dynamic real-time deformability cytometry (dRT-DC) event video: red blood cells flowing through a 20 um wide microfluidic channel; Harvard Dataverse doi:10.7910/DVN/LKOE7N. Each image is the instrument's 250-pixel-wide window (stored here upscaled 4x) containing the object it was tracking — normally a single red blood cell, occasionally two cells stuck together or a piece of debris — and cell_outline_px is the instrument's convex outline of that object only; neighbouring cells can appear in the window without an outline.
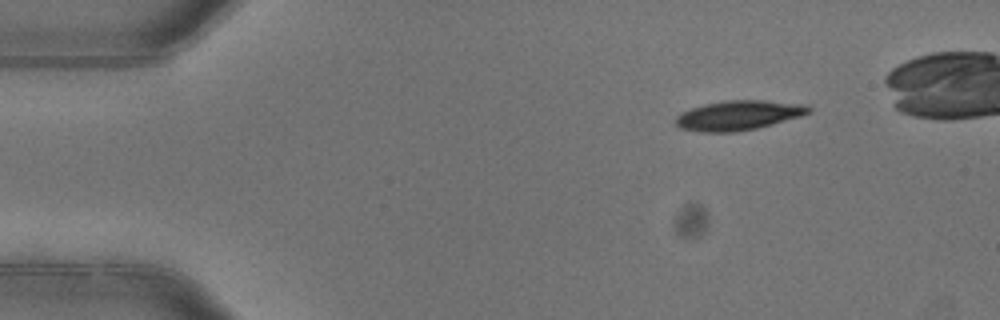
{"species": "common noctule bat (a hibernating species)", "species_latin": "Nyctalus noctula", "temperature_condition": "warm", "stored_images_in_passage": 4, "camera_frame_rate_fps": 3000, "um_per_image_px": 0.085, "animal": {"sex": "female"}, "frame": {"image": 1, "passage_image": 1, "time_ms": 0.0, "image_size_px": [1000, 320], "cell_outline_px": [[812, 112], [800, 116], [756, 128], [736, 132], [700, 132], [680, 128], [676, 124], [676, 116], [680, 112], [704, 104], [724, 100], [764, 100], [808, 104], [812, 108]], "centroid_in_image_um": [62.78, 9.79], "position_along_channel_um": 22.2, "area_um2": 23.06}}